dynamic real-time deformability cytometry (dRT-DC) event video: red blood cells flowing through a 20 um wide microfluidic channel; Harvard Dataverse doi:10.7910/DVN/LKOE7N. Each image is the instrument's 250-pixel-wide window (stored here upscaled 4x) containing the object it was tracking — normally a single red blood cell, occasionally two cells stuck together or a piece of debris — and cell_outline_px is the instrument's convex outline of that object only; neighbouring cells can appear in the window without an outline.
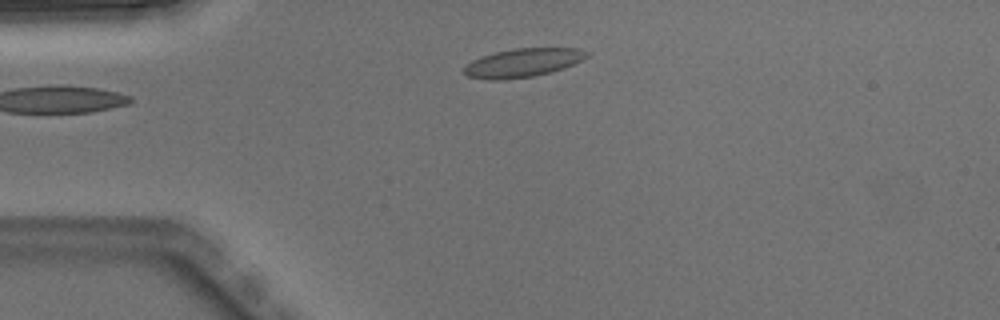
{"species": "Egyptian fruit bat (a non-hibernating species)", "species_latin": "Rousettus aegyptiacus", "temperature_condition": "warm", "stored_images_in_passage": 2, "camera_frame_rate_fps": 3000, "um_per_image_px": 0.085, "animal": {"sex": "male"}, "frame": {"image": 1, "passage_image": 2, "time_ms": 0.333, "image_size_px": [1000, 320], "cell_outline_px": [[588, 56], [584, 60], [564, 68], [532, 76], [500, 80], [488, 80], [468, 76], [464, 72], [464, 68], [472, 60], [480, 56], [496, 52], [516, 48], [580, 48], [588, 52]], "centroid_in_image_um": [44.46, 5.32], "position_along_channel_um": 40.5, "area_um2": 20.35}}